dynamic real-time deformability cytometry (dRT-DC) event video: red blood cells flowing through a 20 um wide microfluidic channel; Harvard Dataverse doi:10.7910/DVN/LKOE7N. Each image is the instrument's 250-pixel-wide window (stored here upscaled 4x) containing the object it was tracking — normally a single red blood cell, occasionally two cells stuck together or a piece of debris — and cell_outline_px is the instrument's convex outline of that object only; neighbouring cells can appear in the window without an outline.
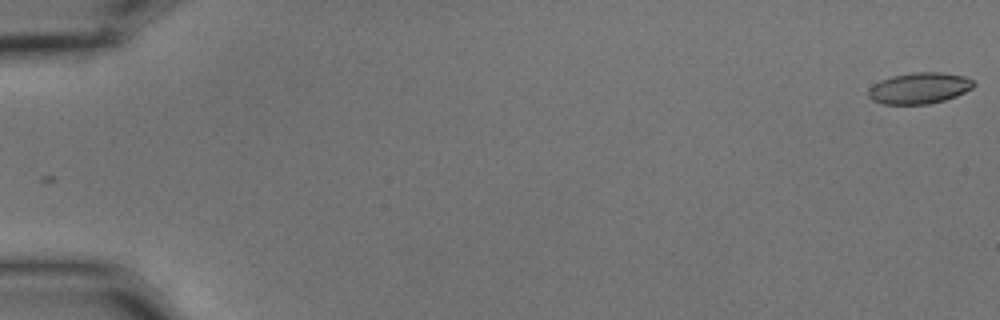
{"species": "common noctule bat (a hibernating species)", "species_latin": "Nyctalus noctula", "temperature_condition": "cold", "stored_images_in_passage": 12, "camera_frame_rate_fps": 3000, "um_per_image_px": 0.085, "animal": {"sex": "male", "body_mass_g": 15.6}, "frame": {"image": 1, "passage_image": 1, "time_ms": 0.0, "image_size_px": [1000, 320], "cell_outline_px": [[976, 84], [972, 88], [956, 96], [944, 100], [928, 104], [884, 104], [872, 100], [868, 96], [868, 88], [872, 84], [880, 80], [892, 76], [912, 72], [940, 72], [964, 76], [972, 80]], "centroid_in_image_um": [78.11, 7.49], "position_along_channel_um": 6.9, "area_um2": 19.19}}